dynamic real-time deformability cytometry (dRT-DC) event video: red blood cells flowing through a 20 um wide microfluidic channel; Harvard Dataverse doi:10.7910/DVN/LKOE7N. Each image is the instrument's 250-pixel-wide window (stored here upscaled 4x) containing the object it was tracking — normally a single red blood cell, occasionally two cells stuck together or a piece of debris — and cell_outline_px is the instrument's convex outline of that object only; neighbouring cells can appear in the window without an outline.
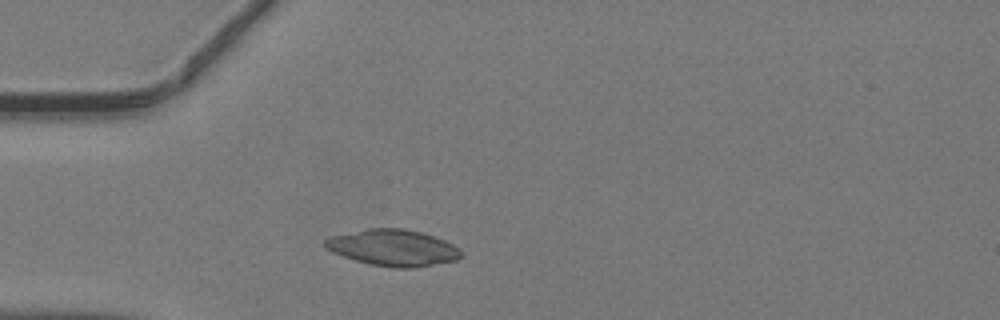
{"species": "common noctule bat (a hibernating species)", "species_latin": "Nyctalus noctula", "temperature_condition": "warm", "stored_images_in_passage": 34, "camera_frame_rate_fps": 3000, "um_per_image_px": 0.085, "animal": {"sex": "male", "body_mass_g": 19.2, "forearm_length_mm": 51.8}, "frame": {"image": 1, "passage_image": 1, "time_ms": 0.0, "image_size_px": [1000, 320], "cell_outline_px": [[464, 256], [456, 260], [412, 268], [392, 268], [372, 264], [356, 260], [332, 252], [324, 248], [324, 240], [328, 236], [368, 228], [404, 228], [420, 232], [444, 240], [460, 248]], "centroid_in_image_um": [33.39, 21.05], "position_along_channel_um": 51.6, "area_um2": 28.9}}
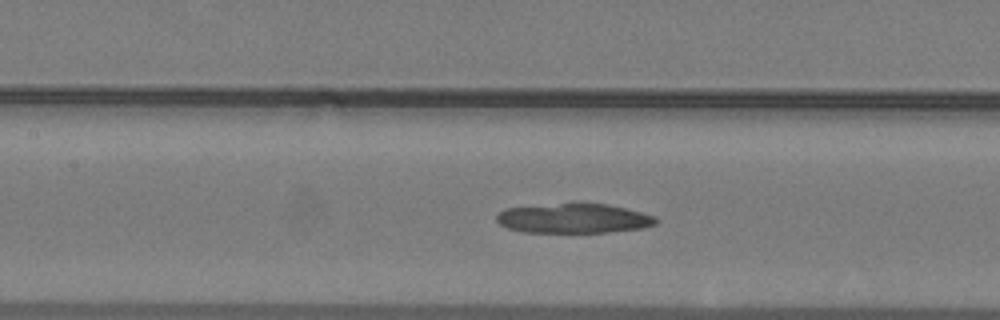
{"frame": {"image": 2, "passage_image": 9, "time_ms": 2.667, "image_size_px": [1000, 320], "cell_outline_px": [[656, 224], [644, 228], [604, 232], [524, 232], [508, 228], [500, 224], [496, 220], [496, 216], [504, 208], [580, 200], [608, 204], [656, 216]], "centroid_in_image_um": [48.74, 18.52], "position_along_channel_um": 158.7, "area_um2": 28.26}}
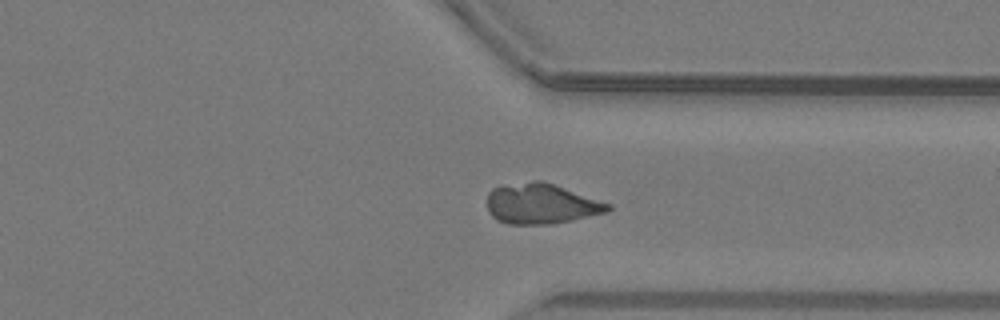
{"frame": {"image": 3, "passage_image": 23, "time_ms": 7.333, "image_size_px": [1000, 320], "cell_outline_px": [[612, 208], [608, 212], [572, 220], [548, 224], [508, 224], [496, 220], [488, 212], [488, 192], [492, 188], [532, 180], [544, 180], [612, 204]], "centroid_in_image_um": [46.02, 17.31], "position_along_channel_um": 365.4, "area_um2": 28.61}}